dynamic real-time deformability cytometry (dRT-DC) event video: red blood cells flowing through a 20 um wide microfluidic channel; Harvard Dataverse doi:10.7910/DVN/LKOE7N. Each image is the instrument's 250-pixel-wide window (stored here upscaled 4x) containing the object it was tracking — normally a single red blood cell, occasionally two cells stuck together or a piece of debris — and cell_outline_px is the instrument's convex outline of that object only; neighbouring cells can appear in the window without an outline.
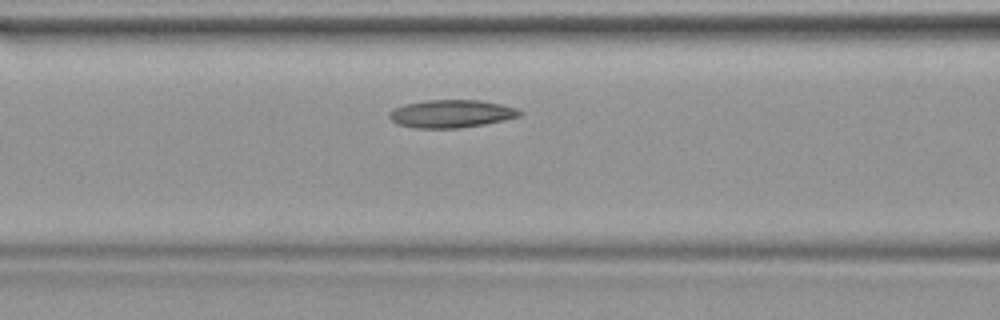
{"species": "common noctule bat (a hibernating species)", "species_latin": "Nyctalus noctula", "temperature_condition": "warm", "stored_images_in_passage": 34, "camera_frame_rate_fps": 3000, "um_per_image_px": 0.085, "animal": {"sex": "female", "body_mass_g": 19.9}, "frame": {"image": 1, "passage_image": 10, "time_ms": 3.0, "image_size_px": [1000, 320], "cell_outline_px": [[524, 112], [520, 116], [504, 120], [484, 124], [460, 128], [416, 128], [396, 124], [388, 116], [388, 112], [392, 108], [404, 104], [424, 100], [480, 100], [500, 104], [516, 108]], "centroid_in_image_um": [38.32, 9.66], "position_along_channel_um": 128.3, "area_um2": 21.33}}
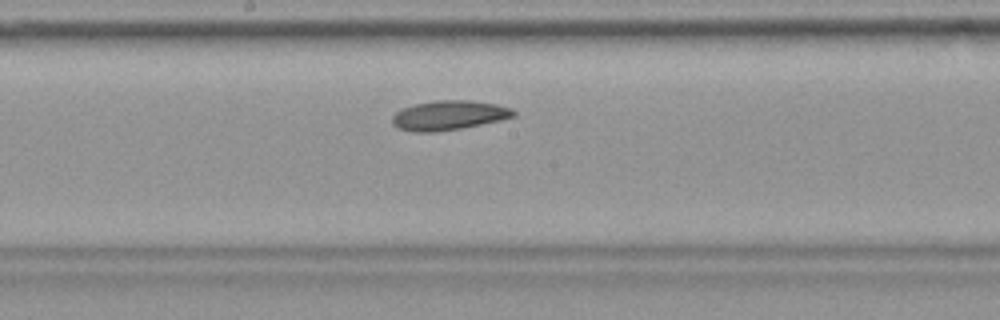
{"frame": {"image": 2, "passage_image": 15, "time_ms": 4.667, "image_size_px": [1000, 320], "cell_outline_px": [[516, 116], [500, 120], [460, 128], [436, 132], [412, 132], [396, 128], [392, 124], [392, 116], [396, 112], [404, 108], [416, 104], [436, 100], [468, 100], [496, 104], [512, 108], [516, 112]], "centroid_in_image_um": [38.14, 9.81], "position_along_channel_um": 210.1, "area_um2": 20.81}}